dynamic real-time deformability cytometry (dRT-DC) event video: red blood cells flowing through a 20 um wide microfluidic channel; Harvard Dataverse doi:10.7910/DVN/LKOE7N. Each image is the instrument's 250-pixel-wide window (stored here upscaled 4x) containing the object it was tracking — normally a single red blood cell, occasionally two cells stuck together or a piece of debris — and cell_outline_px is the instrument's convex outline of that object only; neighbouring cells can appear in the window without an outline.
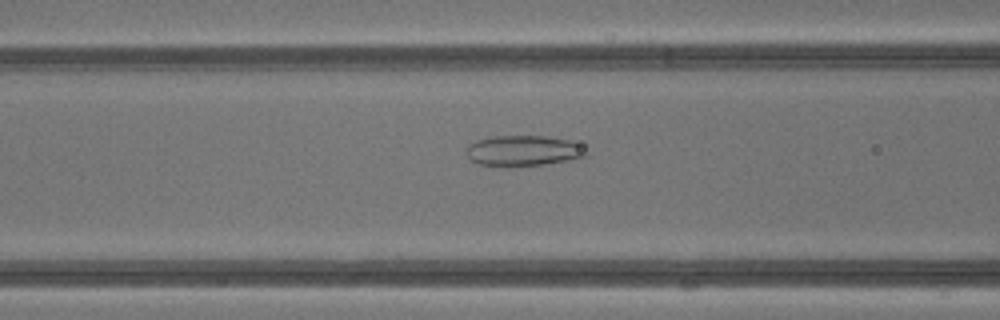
{"species": "common noctule bat (a hibernating species)", "species_latin": "Nyctalus noctula", "temperature_condition": "warm", "stored_images_in_passage": 25, "camera_frame_rate_fps": 3000, "um_per_image_px": 0.085, "animal": {"sex": "male", "body_mass_g": 13.3}, "frame": {"image": 1, "passage_image": 4, "time_ms": 1.0, "image_size_px": [1000, 320], "cell_outline_px": [[588, 156], [568, 160], [544, 164], [508, 168], [480, 164], [472, 160], [468, 156], [468, 144], [476, 140], [492, 136], [544, 136], [568, 140], [576, 144]], "centroid_in_image_um": [44.41, 12.83], "position_along_channel_um": 122.2, "area_um2": 21.21}}
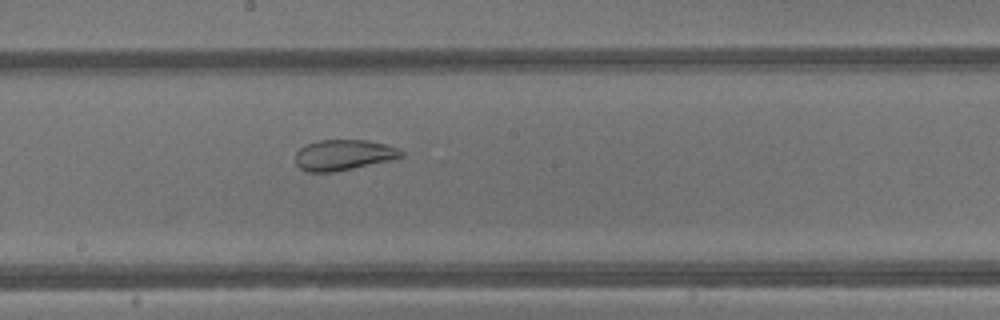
{"frame": {"image": 2, "passage_image": 10, "time_ms": 3.0, "image_size_px": [1000, 320], "cell_outline_px": [[404, 156], [392, 160], [336, 172], [308, 172], [300, 168], [296, 164], [296, 152], [304, 144], [320, 140], [368, 140], [384, 144], [396, 148], [404, 152]], "centroid_in_image_um": [29.19, 13.18], "position_along_channel_um": 219.0, "area_um2": 19.02}}
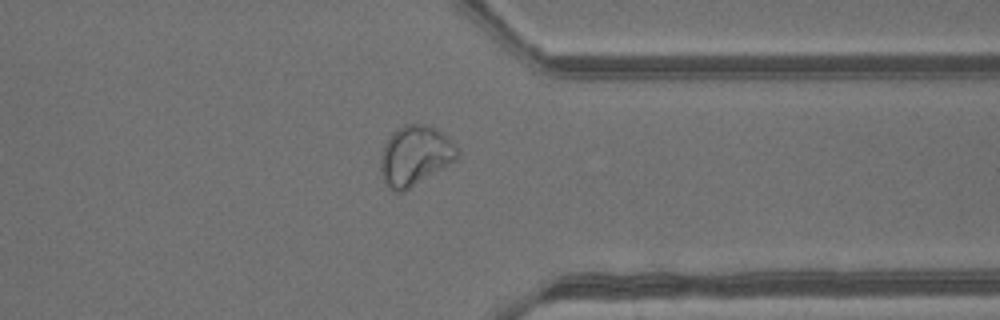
{"frame": {"image": 3, "passage_image": 20, "time_ms": 6.333, "image_size_px": [1000, 320], "cell_outline_px": [[460, 152], [456, 160], [404, 192], [392, 192], [384, 184], [380, 172], [380, 156], [384, 144], [388, 136], [392, 132], [404, 124], [428, 124], [444, 132], [456, 144]], "centroid_in_image_um": [35.27, 13.22], "position_along_channel_um": 376.1, "area_um2": 27.4}}